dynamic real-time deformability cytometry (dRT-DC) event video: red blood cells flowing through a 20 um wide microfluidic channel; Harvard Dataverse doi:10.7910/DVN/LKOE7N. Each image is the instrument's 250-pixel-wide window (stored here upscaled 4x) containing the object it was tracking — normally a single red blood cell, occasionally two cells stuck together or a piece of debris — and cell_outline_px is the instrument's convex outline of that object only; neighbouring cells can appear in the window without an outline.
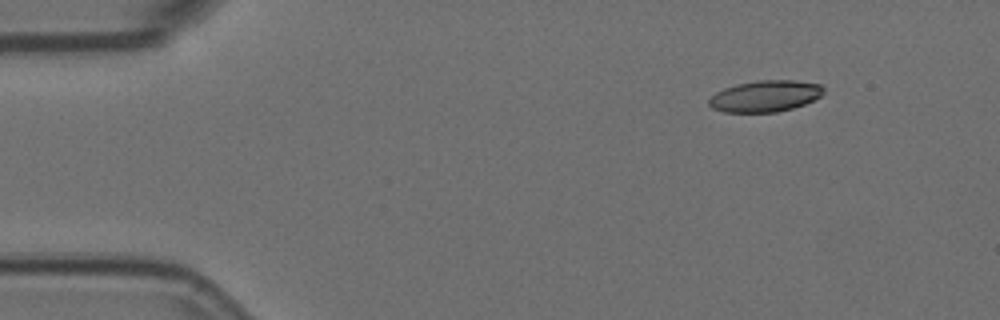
{"species": "Egyptian fruit bat (a non-hibernating species)", "species_latin": "Rousettus aegyptiacus", "temperature_condition": "room temperature", "stored_images_in_passage": 3, "camera_frame_rate_fps": 3000, "um_per_image_px": 0.085, "animal": {"sex": "female"}, "frame": {"image": 1, "passage_image": 1, "time_ms": 0.0, "image_size_px": [1000, 320], "cell_outline_px": [[824, 92], [820, 96], [804, 104], [792, 108], [776, 112], [724, 112], [712, 108], [708, 104], [708, 100], [716, 92], [724, 88], [736, 84], [756, 80], [792, 80], [820, 84], [824, 88]], "centroid_in_image_um": [65.02, 8.16], "position_along_channel_um": 20.0, "area_um2": 20.92}}